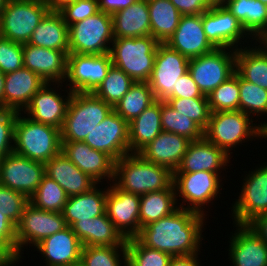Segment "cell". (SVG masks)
Instances as JSON below:
<instances>
[{
	"instance_id": "34",
	"label": "cell",
	"mask_w": 267,
	"mask_h": 266,
	"mask_svg": "<svg viewBox=\"0 0 267 266\" xmlns=\"http://www.w3.org/2000/svg\"><path fill=\"white\" fill-rule=\"evenodd\" d=\"M28 44L69 54L68 26L57 10H50L34 29Z\"/></svg>"
},
{
	"instance_id": "45",
	"label": "cell",
	"mask_w": 267,
	"mask_h": 266,
	"mask_svg": "<svg viewBox=\"0 0 267 266\" xmlns=\"http://www.w3.org/2000/svg\"><path fill=\"white\" fill-rule=\"evenodd\" d=\"M127 259L134 266H169L172 255L145 246L137 237L126 240Z\"/></svg>"
},
{
	"instance_id": "30",
	"label": "cell",
	"mask_w": 267,
	"mask_h": 266,
	"mask_svg": "<svg viewBox=\"0 0 267 266\" xmlns=\"http://www.w3.org/2000/svg\"><path fill=\"white\" fill-rule=\"evenodd\" d=\"M258 42H267V7L259 0H228L223 5Z\"/></svg>"
},
{
	"instance_id": "31",
	"label": "cell",
	"mask_w": 267,
	"mask_h": 266,
	"mask_svg": "<svg viewBox=\"0 0 267 266\" xmlns=\"http://www.w3.org/2000/svg\"><path fill=\"white\" fill-rule=\"evenodd\" d=\"M71 228L83 246H126V239L107 213L90 221H76Z\"/></svg>"
},
{
	"instance_id": "48",
	"label": "cell",
	"mask_w": 267,
	"mask_h": 266,
	"mask_svg": "<svg viewBox=\"0 0 267 266\" xmlns=\"http://www.w3.org/2000/svg\"><path fill=\"white\" fill-rule=\"evenodd\" d=\"M67 26L85 20L99 12L98 0H75L57 9Z\"/></svg>"
},
{
	"instance_id": "62",
	"label": "cell",
	"mask_w": 267,
	"mask_h": 266,
	"mask_svg": "<svg viewBox=\"0 0 267 266\" xmlns=\"http://www.w3.org/2000/svg\"><path fill=\"white\" fill-rule=\"evenodd\" d=\"M125 266H134L128 259L126 260Z\"/></svg>"
},
{
	"instance_id": "47",
	"label": "cell",
	"mask_w": 267,
	"mask_h": 266,
	"mask_svg": "<svg viewBox=\"0 0 267 266\" xmlns=\"http://www.w3.org/2000/svg\"><path fill=\"white\" fill-rule=\"evenodd\" d=\"M29 203V198L24 194L0 184V212L15 225Z\"/></svg>"
},
{
	"instance_id": "49",
	"label": "cell",
	"mask_w": 267,
	"mask_h": 266,
	"mask_svg": "<svg viewBox=\"0 0 267 266\" xmlns=\"http://www.w3.org/2000/svg\"><path fill=\"white\" fill-rule=\"evenodd\" d=\"M23 67V44L0 37V71L8 74Z\"/></svg>"
},
{
	"instance_id": "55",
	"label": "cell",
	"mask_w": 267,
	"mask_h": 266,
	"mask_svg": "<svg viewBox=\"0 0 267 266\" xmlns=\"http://www.w3.org/2000/svg\"><path fill=\"white\" fill-rule=\"evenodd\" d=\"M248 225L267 245V213L256 217Z\"/></svg>"
},
{
	"instance_id": "28",
	"label": "cell",
	"mask_w": 267,
	"mask_h": 266,
	"mask_svg": "<svg viewBox=\"0 0 267 266\" xmlns=\"http://www.w3.org/2000/svg\"><path fill=\"white\" fill-rule=\"evenodd\" d=\"M191 140L176 133L162 131L139 154L147 161L176 171Z\"/></svg>"
},
{
	"instance_id": "27",
	"label": "cell",
	"mask_w": 267,
	"mask_h": 266,
	"mask_svg": "<svg viewBox=\"0 0 267 266\" xmlns=\"http://www.w3.org/2000/svg\"><path fill=\"white\" fill-rule=\"evenodd\" d=\"M44 166L45 175L61 186L68 197L88 192L99 184L61 152L45 162Z\"/></svg>"
},
{
	"instance_id": "16",
	"label": "cell",
	"mask_w": 267,
	"mask_h": 266,
	"mask_svg": "<svg viewBox=\"0 0 267 266\" xmlns=\"http://www.w3.org/2000/svg\"><path fill=\"white\" fill-rule=\"evenodd\" d=\"M189 59L166 43L157 45L155 63L148 81L156 100L166 101L174 94L178 79L188 72Z\"/></svg>"
},
{
	"instance_id": "6",
	"label": "cell",
	"mask_w": 267,
	"mask_h": 266,
	"mask_svg": "<svg viewBox=\"0 0 267 266\" xmlns=\"http://www.w3.org/2000/svg\"><path fill=\"white\" fill-rule=\"evenodd\" d=\"M158 44L152 36L114 38L109 52L112 64L135 82H148L153 71Z\"/></svg>"
},
{
	"instance_id": "52",
	"label": "cell",
	"mask_w": 267,
	"mask_h": 266,
	"mask_svg": "<svg viewBox=\"0 0 267 266\" xmlns=\"http://www.w3.org/2000/svg\"><path fill=\"white\" fill-rule=\"evenodd\" d=\"M170 98H207L199 90L197 84L193 80L189 72L185 73L178 79L176 84V89H174V94Z\"/></svg>"
},
{
	"instance_id": "7",
	"label": "cell",
	"mask_w": 267,
	"mask_h": 266,
	"mask_svg": "<svg viewBox=\"0 0 267 266\" xmlns=\"http://www.w3.org/2000/svg\"><path fill=\"white\" fill-rule=\"evenodd\" d=\"M112 110V105L94 93H73L60 130L61 142L84 141Z\"/></svg>"
},
{
	"instance_id": "64",
	"label": "cell",
	"mask_w": 267,
	"mask_h": 266,
	"mask_svg": "<svg viewBox=\"0 0 267 266\" xmlns=\"http://www.w3.org/2000/svg\"><path fill=\"white\" fill-rule=\"evenodd\" d=\"M0 37H1V15H0Z\"/></svg>"
},
{
	"instance_id": "40",
	"label": "cell",
	"mask_w": 267,
	"mask_h": 266,
	"mask_svg": "<svg viewBox=\"0 0 267 266\" xmlns=\"http://www.w3.org/2000/svg\"><path fill=\"white\" fill-rule=\"evenodd\" d=\"M67 199L64 189L52 178L44 175L37 190L29 198V202L38 209L62 213Z\"/></svg>"
},
{
	"instance_id": "41",
	"label": "cell",
	"mask_w": 267,
	"mask_h": 266,
	"mask_svg": "<svg viewBox=\"0 0 267 266\" xmlns=\"http://www.w3.org/2000/svg\"><path fill=\"white\" fill-rule=\"evenodd\" d=\"M161 127L164 132L176 133L191 141L203 138V130L186 115L174 110L166 101H161Z\"/></svg>"
},
{
	"instance_id": "21",
	"label": "cell",
	"mask_w": 267,
	"mask_h": 266,
	"mask_svg": "<svg viewBox=\"0 0 267 266\" xmlns=\"http://www.w3.org/2000/svg\"><path fill=\"white\" fill-rule=\"evenodd\" d=\"M232 225L235 231L228 236L227 249L230 266H267V245L262 239L249 225Z\"/></svg>"
},
{
	"instance_id": "9",
	"label": "cell",
	"mask_w": 267,
	"mask_h": 266,
	"mask_svg": "<svg viewBox=\"0 0 267 266\" xmlns=\"http://www.w3.org/2000/svg\"><path fill=\"white\" fill-rule=\"evenodd\" d=\"M259 165V166H258ZM255 168V169H253ZM251 171H243L238 199L231 204L233 223L248 225L256 217L267 213V162L257 164Z\"/></svg>"
},
{
	"instance_id": "14",
	"label": "cell",
	"mask_w": 267,
	"mask_h": 266,
	"mask_svg": "<svg viewBox=\"0 0 267 266\" xmlns=\"http://www.w3.org/2000/svg\"><path fill=\"white\" fill-rule=\"evenodd\" d=\"M202 25L207 39L215 48L236 50L254 42L242 24L223 5H213L204 12Z\"/></svg>"
},
{
	"instance_id": "35",
	"label": "cell",
	"mask_w": 267,
	"mask_h": 266,
	"mask_svg": "<svg viewBox=\"0 0 267 266\" xmlns=\"http://www.w3.org/2000/svg\"><path fill=\"white\" fill-rule=\"evenodd\" d=\"M131 153H139L163 130L161 127V100H156L129 123Z\"/></svg>"
},
{
	"instance_id": "24",
	"label": "cell",
	"mask_w": 267,
	"mask_h": 266,
	"mask_svg": "<svg viewBox=\"0 0 267 266\" xmlns=\"http://www.w3.org/2000/svg\"><path fill=\"white\" fill-rule=\"evenodd\" d=\"M166 44L188 59L199 57L215 49L204 32L202 14L182 15L179 25Z\"/></svg>"
},
{
	"instance_id": "63",
	"label": "cell",
	"mask_w": 267,
	"mask_h": 266,
	"mask_svg": "<svg viewBox=\"0 0 267 266\" xmlns=\"http://www.w3.org/2000/svg\"><path fill=\"white\" fill-rule=\"evenodd\" d=\"M259 1L267 5V0H259Z\"/></svg>"
},
{
	"instance_id": "19",
	"label": "cell",
	"mask_w": 267,
	"mask_h": 266,
	"mask_svg": "<svg viewBox=\"0 0 267 266\" xmlns=\"http://www.w3.org/2000/svg\"><path fill=\"white\" fill-rule=\"evenodd\" d=\"M139 211L140 195L125 192L113 182L107 184V216L126 240L141 232Z\"/></svg>"
},
{
	"instance_id": "10",
	"label": "cell",
	"mask_w": 267,
	"mask_h": 266,
	"mask_svg": "<svg viewBox=\"0 0 267 266\" xmlns=\"http://www.w3.org/2000/svg\"><path fill=\"white\" fill-rule=\"evenodd\" d=\"M51 10L45 0H8L1 15V37L28 43L34 29Z\"/></svg>"
},
{
	"instance_id": "17",
	"label": "cell",
	"mask_w": 267,
	"mask_h": 266,
	"mask_svg": "<svg viewBox=\"0 0 267 266\" xmlns=\"http://www.w3.org/2000/svg\"><path fill=\"white\" fill-rule=\"evenodd\" d=\"M45 175L44 163L10 153L0 160V184L30 198Z\"/></svg>"
},
{
	"instance_id": "51",
	"label": "cell",
	"mask_w": 267,
	"mask_h": 266,
	"mask_svg": "<svg viewBox=\"0 0 267 266\" xmlns=\"http://www.w3.org/2000/svg\"><path fill=\"white\" fill-rule=\"evenodd\" d=\"M17 114L16 111L0 108V160L13 152Z\"/></svg>"
},
{
	"instance_id": "18",
	"label": "cell",
	"mask_w": 267,
	"mask_h": 266,
	"mask_svg": "<svg viewBox=\"0 0 267 266\" xmlns=\"http://www.w3.org/2000/svg\"><path fill=\"white\" fill-rule=\"evenodd\" d=\"M84 142L91 148L108 154L116 162L124 155L131 153L128 122L112 110L87 135Z\"/></svg>"
},
{
	"instance_id": "1",
	"label": "cell",
	"mask_w": 267,
	"mask_h": 266,
	"mask_svg": "<svg viewBox=\"0 0 267 266\" xmlns=\"http://www.w3.org/2000/svg\"><path fill=\"white\" fill-rule=\"evenodd\" d=\"M203 214L178 208L141 228L137 238L147 247L166 252L172 256H185L200 253L205 225L208 221Z\"/></svg>"
},
{
	"instance_id": "58",
	"label": "cell",
	"mask_w": 267,
	"mask_h": 266,
	"mask_svg": "<svg viewBox=\"0 0 267 266\" xmlns=\"http://www.w3.org/2000/svg\"><path fill=\"white\" fill-rule=\"evenodd\" d=\"M5 74L0 71V108L3 109V93H4Z\"/></svg>"
},
{
	"instance_id": "42",
	"label": "cell",
	"mask_w": 267,
	"mask_h": 266,
	"mask_svg": "<svg viewBox=\"0 0 267 266\" xmlns=\"http://www.w3.org/2000/svg\"><path fill=\"white\" fill-rule=\"evenodd\" d=\"M134 82L135 81L121 69L112 65L107 76L103 79V82L96 89L94 94L114 107L128 92Z\"/></svg>"
},
{
	"instance_id": "23",
	"label": "cell",
	"mask_w": 267,
	"mask_h": 266,
	"mask_svg": "<svg viewBox=\"0 0 267 266\" xmlns=\"http://www.w3.org/2000/svg\"><path fill=\"white\" fill-rule=\"evenodd\" d=\"M231 157L204 137L191 141L180 165L173 173H194L209 171L223 173L231 167ZM229 164V165H228ZM223 171V172H222Z\"/></svg>"
},
{
	"instance_id": "61",
	"label": "cell",
	"mask_w": 267,
	"mask_h": 266,
	"mask_svg": "<svg viewBox=\"0 0 267 266\" xmlns=\"http://www.w3.org/2000/svg\"><path fill=\"white\" fill-rule=\"evenodd\" d=\"M8 0H0V13L5 8Z\"/></svg>"
},
{
	"instance_id": "15",
	"label": "cell",
	"mask_w": 267,
	"mask_h": 266,
	"mask_svg": "<svg viewBox=\"0 0 267 266\" xmlns=\"http://www.w3.org/2000/svg\"><path fill=\"white\" fill-rule=\"evenodd\" d=\"M72 94L63 83H46L35 93L22 113L35 122L61 130Z\"/></svg>"
},
{
	"instance_id": "38",
	"label": "cell",
	"mask_w": 267,
	"mask_h": 266,
	"mask_svg": "<svg viewBox=\"0 0 267 266\" xmlns=\"http://www.w3.org/2000/svg\"><path fill=\"white\" fill-rule=\"evenodd\" d=\"M155 101V95L148 82H134L113 110L129 123Z\"/></svg>"
},
{
	"instance_id": "46",
	"label": "cell",
	"mask_w": 267,
	"mask_h": 266,
	"mask_svg": "<svg viewBox=\"0 0 267 266\" xmlns=\"http://www.w3.org/2000/svg\"><path fill=\"white\" fill-rule=\"evenodd\" d=\"M166 102L174 110L190 118L203 131L206 129L211 115L207 98H169Z\"/></svg>"
},
{
	"instance_id": "4",
	"label": "cell",
	"mask_w": 267,
	"mask_h": 266,
	"mask_svg": "<svg viewBox=\"0 0 267 266\" xmlns=\"http://www.w3.org/2000/svg\"><path fill=\"white\" fill-rule=\"evenodd\" d=\"M13 152L31 160L48 162L61 152L60 129L35 122L18 112L14 125Z\"/></svg>"
},
{
	"instance_id": "3",
	"label": "cell",
	"mask_w": 267,
	"mask_h": 266,
	"mask_svg": "<svg viewBox=\"0 0 267 266\" xmlns=\"http://www.w3.org/2000/svg\"><path fill=\"white\" fill-rule=\"evenodd\" d=\"M113 183L125 192L144 195L168 189L173 184V172L139 153H130L115 162Z\"/></svg>"
},
{
	"instance_id": "59",
	"label": "cell",
	"mask_w": 267,
	"mask_h": 266,
	"mask_svg": "<svg viewBox=\"0 0 267 266\" xmlns=\"http://www.w3.org/2000/svg\"><path fill=\"white\" fill-rule=\"evenodd\" d=\"M0 266H14V265L0 252Z\"/></svg>"
},
{
	"instance_id": "25",
	"label": "cell",
	"mask_w": 267,
	"mask_h": 266,
	"mask_svg": "<svg viewBox=\"0 0 267 266\" xmlns=\"http://www.w3.org/2000/svg\"><path fill=\"white\" fill-rule=\"evenodd\" d=\"M24 68L38 74L45 83H64L67 54L64 51L23 44Z\"/></svg>"
},
{
	"instance_id": "56",
	"label": "cell",
	"mask_w": 267,
	"mask_h": 266,
	"mask_svg": "<svg viewBox=\"0 0 267 266\" xmlns=\"http://www.w3.org/2000/svg\"><path fill=\"white\" fill-rule=\"evenodd\" d=\"M201 253L185 255V256H173L170 260L169 266H202L199 259Z\"/></svg>"
},
{
	"instance_id": "54",
	"label": "cell",
	"mask_w": 267,
	"mask_h": 266,
	"mask_svg": "<svg viewBox=\"0 0 267 266\" xmlns=\"http://www.w3.org/2000/svg\"><path fill=\"white\" fill-rule=\"evenodd\" d=\"M136 1L137 0H98V9L101 12L113 15Z\"/></svg>"
},
{
	"instance_id": "29",
	"label": "cell",
	"mask_w": 267,
	"mask_h": 266,
	"mask_svg": "<svg viewBox=\"0 0 267 266\" xmlns=\"http://www.w3.org/2000/svg\"><path fill=\"white\" fill-rule=\"evenodd\" d=\"M106 199L107 186L103 188L102 184L83 194L68 197L62 211L67 226L71 227L76 221H90L94 217L104 215Z\"/></svg>"
},
{
	"instance_id": "20",
	"label": "cell",
	"mask_w": 267,
	"mask_h": 266,
	"mask_svg": "<svg viewBox=\"0 0 267 266\" xmlns=\"http://www.w3.org/2000/svg\"><path fill=\"white\" fill-rule=\"evenodd\" d=\"M61 153L99 184L113 182L115 161L108 154L91 148L84 141L61 142Z\"/></svg>"
},
{
	"instance_id": "8",
	"label": "cell",
	"mask_w": 267,
	"mask_h": 266,
	"mask_svg": "<svg viewBox=\"0 0 267 266\" xmlns=\"http://www.w3.org/2000/svg\"><path fill=\"white\" fill-rule=\"evenodd\" d=\"M69 54L103 55L114 40L112 15H95L68 26Z\"/></svg>"
},
{
	"instance_id": "44",
	"label": "cell",
	"mask_w": 267,
	"mask_h": 266,
	"mask_svg": "<svg viewBox=\"0 0 267 266\" xmlns=\"http://www.w3.org/2000/svg\"><path fill=\"white\" fill-rule=\"evenodd\" d=\"M239 74H234L207 95L211 112L239 110Z\"/></svg>"
},
{
	"instance_id": "57",
	"label": "cell",
	"mask_w": 267,
	"mask_h": 266,
	"mask_svg": "<svg viewBox=\"0 0 267 266\" xmlns=\"http://www.w3.org/2000/svg\"><path fill=\"white\" fill-rule=\"evenodd\" d=\"M70 1H75V0H45V2L49 5L51 10H57L63 4L70 2Z\"/></svg>"
},
{
	"instance_id": "2",
	"label": "cell",
	"mask_w": 267,
	"mask_h": 266,
	"mask_svg": "<svg viewBox=\"0 0 267 266\" xmlns=\"http://www.w3.org/2000/svg\"><path fill=\"white\" fill-rule=\"evenodd\" d=\"M203 137L233 158L235 149L241 145L247 147L248 141L259 142L263 138L267 140V131L255 119L240 110L220 111L211 112Z\"/></svg>"
},
{
	"instance_id": "39",
	"label": "cell",
	"mask_w": 267,
	"mask_h": 266,
	"mask_svg": "<svg viewBox=\"0 0 267 266\" xmlns=\"http://www.w3.org/2000/svg\"><path fill=\"white\" fill-rule=\"evenodd\" d=\"M239 91V110L253 119L256 116L255 120H259L258 123L267 131V90L244 80L239 75ZM260 119L265 121L260 122Z\"/></svg>"
},
{
	"instance_id": "65",
	"label": "cell",
	"mask_w": 267,
	"mask_h": 266,
	"mask_svg": "<svg viewBox=\"0 0 267 266\" xmlns=\"http://www.w3.org/2000/svg\"><path fill=\"white\" fill-rule=\"evenodd\" d=\"M72 266H82L80 263L79 264H76V265H72Z\"/></svg>"
},
{
	"instance_id": "60",
	"label": "cell",
	"mask_w": 267,
	"mask_h": 266,
	"mask_svg": "<svg viewBox=\"0 0 267 266\" xmlns=\"http://www.w3.org/2000/svg\"><path fill=\"white\" fill-rule=\"evenodd\" d=\"M213 5H224L228 0H208Z\"/></svg>"
},
{
	"instance_id": "12",
	"label": "cell",
	"mask_w": 267,
	"mask_h": 266,
	"mask_svg": "<svg viewBox=\"0 0 267 266\" xmlns=\"http://www.w3.org/2000/svg\"><path fill=\"white\" fill-rule=\"evenodd\" d=\"M236 71V50L215 48L189 59L188 72L203 95H208Z\"/></svg>"
},
{
	"instance_id": "36",
	"label": "cell",
	"mask_w": 267,
	"mask_h": 266,
	"mask_svg": "<svg viewBox=\"0 0 267 266\" xmlns=\"http://www.w3.org/2000/svg\"><path fill=\"white\" fill-rule=\"evenodd\" d=\"M178 208L173 184L168 189L140 195V227L156 222L175 212Z\"/></svg>"
},
{
	"instance_id": "13",
	"label": "cell",
	"mask_w": 267,
	"mask_h": 266,
	"mask_svg": "<svg viewBox=\"0 0 267 266\" xmlns=\"http://www.w3.org/2000/svg\"><path fill=\"white\" fill-rule=\"evenodd\" d=\"M112 65L110 53L103 55L68 54L63 84L73 93H94Z\"/></svg>"
},
{
	"instance_id": "33",
	"label": "cell",
	"mask_w": 267,
	"mask_h": 266,
	"mask_svg": "<svg viewBox=\"0 0 267 266\" xmlns=\"http://www.w3.org/2000/svg\"><path fill=\"white\" fill-rule=\"evenodd\" d=\"M114 38L151 36L147 0H137L112 15Z\"/></svg>"
},
{
	"instance_id": "32",
	"label": "cell",
	"mask_w": 267,
	"mask_h": 266,
	"mask_svg": "<svg viewBox=\"0 0 267 266\" xmlns=\"http://www.w3.org/2000/svg\"><path fill=\"white\" fill-rule=\"evenodd\" d=\"M236 72L244 80L267 90V42L254 41L236 49Z\"/></svg>"
},
{
	"instance_id": "11",
	"label": "cell",
	"mask_w": 267,
	"mask_h": 266,
	"mask_svg": "<svg viewBox=\"0 0 267 266\" xmlns=\"http://www.w3.org/2000/svg\"><path fill=\"white\" fill-rule=\"evenodd\" d=\"M67 227L63 214L49 212L29 203L16 225L17 266L24 260L25 247H35L46 237Z\"/></svg>"
},
{
	"instance_id": "22",
	"label": "cell",
	"mask_w": 267,
	"mask_h": 266,
	"mask_svg": "<svg viewBox=\"0 0 267 266\" xmlns=\"http://www.w3.org/2000/svg\"><path fill=\"white\" fill-rule=\"evenodd\" d=\"M83 245L70 226L46 237L34 247L45 266H72L80 263Z\"/></svg>"
},
{
	"instance_id": "26",
	"label": "cell",
	"mask_w": 267,
	"mask_h": 266,
	"mask_svg": "<svg viewBox=\"0 0 267 266\" xmlns=\"http://www.w3.org/2000/svg\"><path fill=\"white\" fill-rule=\"evenodd\" d=\"M45 84L38 74L24 67L5 74L3 109L23 112Z\"/></svg>"
},
{
	"instance_id": "37",
	"label": "cell",
	"mask_w": 267,
	"mask_h": 266,
	"mask_svg": "<svg viewBox=\"0 0 267 266\" xmlns=\"http://www.w3.org/2000/svg\"><path fill=\"white\" fill-rule=\"evenodd\" d=\"M151 36L159 43H166L172 36L182 14L170 0H147Z\"/></svg>"
},
{
	"instance_id": "43",
	"label": "cell",
	"mask_w": 267,
	"mask_h": 266,
	"mask_svg": "<svg viewBox=\"0 0 267 266\" xmlns=\"http://www.w3.org/2000/svg\"><path fill=\"white\" fill-rule=\"evenodd\" d=\"M126 246H83L80 264L82 266H125Z\"/></svg>"
},
{
	"instance_id": "50",
	"label": "cell",
	"mask_w": 267,
	"mask_h": 266,
	"mask_svg": "<svg viewBox=\"0 0 267 266\" xmlns=\"http://www.w3.org/2000/svg\"><path fill=\"white\" fill-rule=\"evenodd\" d=\"M0 252L17 266L16 225L0 212Z\"/></svg>"
},
{
	"instance_id": "5",
	"label": "cell",
	"mask_w": 267,
	"mask_h": 266,
	"mask_svg": "<svg viewBox=\"0 0 267 266\" xmlns=\"http://www.w3.org/2000/svg\"><path fill=\"white\" fill-rule=\"evenodd\" d=\"M223 175L224 173L221 175V173L209 171L173 173V185L178 206L207 217L209 212L206 209H211L209 206L213 205L216 199L221 198L220 194L225 189L222 179L227 181Z\"/></svg>"
},
{
	"instance_id": "53",
	"label": "cell",
	"mask_w": 267,
	"mask_h": 266,
	"mask_svg": "<svg viewBox=\"0 0 267 266\" xmlns=\"http://www.w3.org/2000/svg\"><path fill=\"white\" fill-rule=\"evenodd\" d=\"M182 15H198L209 10L212 5L208 0H170Z\"/></svg>"
}]
</instances>
